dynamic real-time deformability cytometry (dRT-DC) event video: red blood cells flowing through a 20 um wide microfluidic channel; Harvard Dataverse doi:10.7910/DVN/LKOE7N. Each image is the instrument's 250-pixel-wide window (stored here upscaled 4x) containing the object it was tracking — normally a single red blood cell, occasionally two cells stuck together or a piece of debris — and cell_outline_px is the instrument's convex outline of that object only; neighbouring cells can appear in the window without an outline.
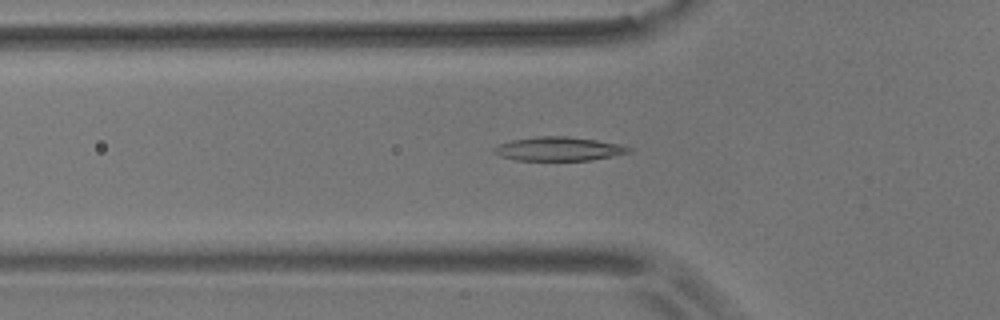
{"species": "common noctule bat (a hibernating species)", "species_latin": "Nyctalus noctula", "temperature_condition": "room temperature", "stored_images_in_passage": 54, "camera_frame_rate_fps": 3000, "um_per_image_px": 0.085, "animal": {"sex": "male", "body_mass_g": 17.9}, "frame": {"image": 1, "passage_image": 17, "time_ms": 5.333, "image_size_px": [1000, 320], "cell_outline_px": [[632, 152], [592, 160], [516, 160], [500, 156], [492, 152], [492, 148], [500, 144], [512, 140], [536, 136], [568, 136], [596, 140], [616, 144], [632, 148]], "centroid_in_image_um": [47.46, 12.65], "position_along_channel_um": 78.3, "area_um2": 18.67}}
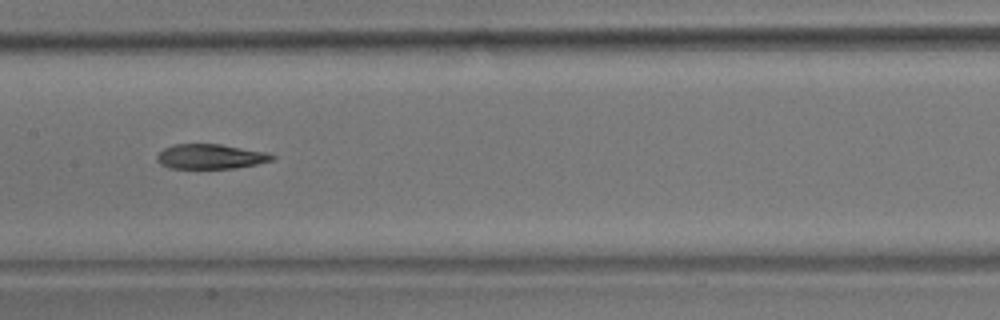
{"frame": {"image": 2, "passage_image": 26, "time_ms": 8.333, "image_size_px": [1000, 320], "cell_outline_px": [[276, 156], [272, 160], [256, 164], [236, 168], [168, 168], [160, 164], [156, 160], [156, 156], [164, 148], [172, 144], [220, 144], [264, 152]], "centroid_in_image_um": [17.84, 13.3], "position_along_channel_um": 189.6, "area_um2": 16.53}}
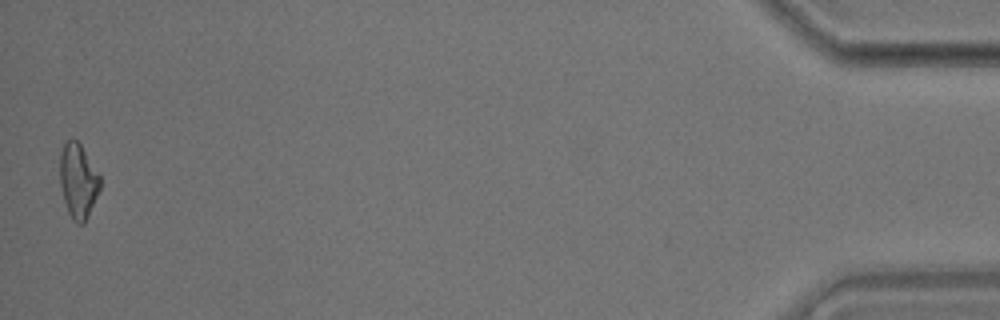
{"frame": {"image": 3, "passage_image": 53, "time_ms": 17.333, "image_size_px": [1000, 320], "cell_outline_px": [[100, 188], [88, 216], [84, 224], [76, 224], [72, 220], [68, 212], [64, 200], [60, 184], [60, 152], [64, 144], [68, 140], [76, 140], [80, 144], [100, 176]], "centroid_in_image_um": [6.63, 15.41], "position_along_channel_um": 428.6, "area_um2": 17.28}, "authors_computed_cell_mechanics": {"area_um2": 17.6579, "velocity_mm_per_s": 3.6733, "shape_relaxation_time_tau1_ms": 7.9036, "shape_relaxation_time_tau2_ms": 5.8506, "deformation_change_tau1": 0.1991, "deformation_change_tau2": 0.1382}}